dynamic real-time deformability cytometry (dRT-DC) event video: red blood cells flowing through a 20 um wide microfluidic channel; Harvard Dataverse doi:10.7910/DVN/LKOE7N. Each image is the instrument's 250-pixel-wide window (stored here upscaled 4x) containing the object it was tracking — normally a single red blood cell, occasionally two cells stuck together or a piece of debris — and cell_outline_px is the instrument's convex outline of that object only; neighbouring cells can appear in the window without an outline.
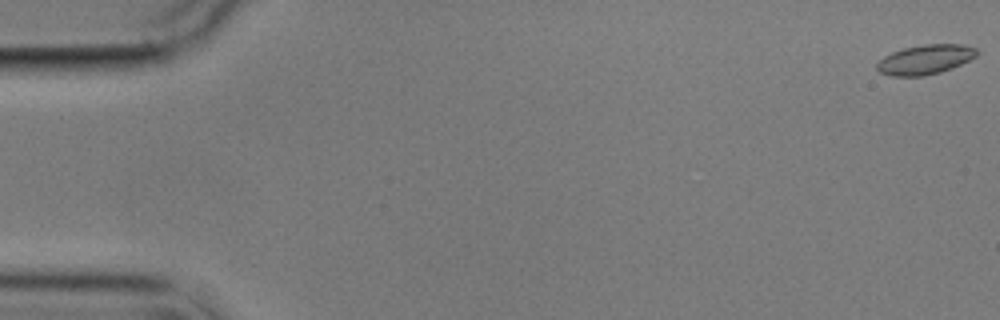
{"species": "common noctule bat (a hibernating species)", "species_latin": "Nyctalus noctula", "temperature_condition": "cold", "stored_images_in_passage": 8, "camera_frame_rate_fps": 3000, "um_per_image_px": 0.085, "animal": {"sex": "male", "body_mass_g": 17.9}, "frame": {"image": 1, "passage_image": 1, "time_ms": 0.0, "image_size_px": [1000, 320], "cell_outline_px": [[980, 52], [976, 56], [952, 68], [940, 72], [924, 76], [892, 76], [880, 72], [876, 68], [876, 64], [884, 56], [892, 52], [904, 48], [924, 44], [964, 44], [976, 48]], "centroid_in_image_um": [78.65, 5.05], "position_along_channel_um": 6.3, "area_um2": 17.22}}
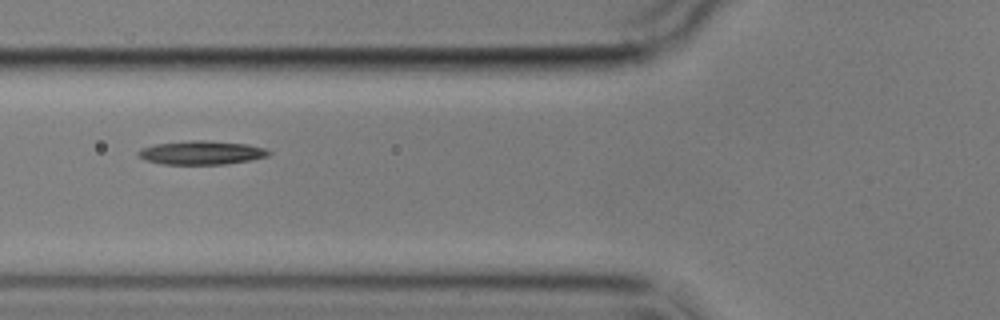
{"frame": {"image": 2, "passage_image": 7, "time_ms": 7.0, "image_size_px": [1000, 320], "cell_outline_px": [[272, 152], [268, 156], [252, 160], [228, 164], [160, 164], [144, 160], [136, 156], [136, 152], [140, 148], [156, 144], [188, 140], [204, 140], [248, 144], [268, 148]], "centroid_in_image_um": [17.12, 12.98], "position_along_channel_um": 108.7, "area_um2": 18.44}}
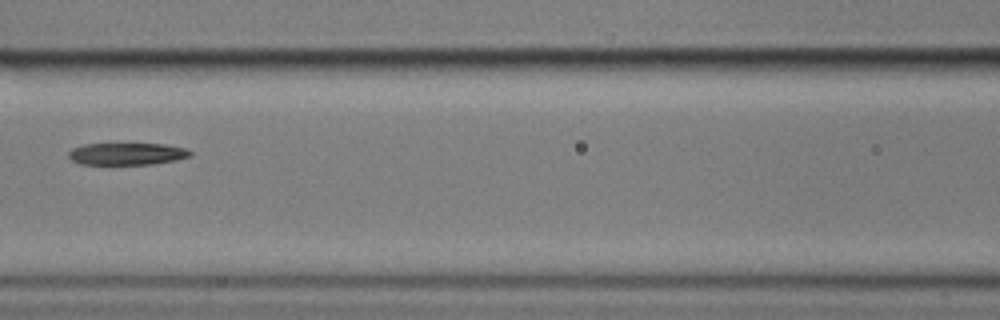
{"frame": {"image": 3, "passage_image": 8, "time_ms": 8.333, "image_size_px": [1000, 320], "cell_outline_px": [[192, 156], [176, 160], [152, 164], [80, 164], [72, 160], [68, 156], [68, 152], [72, 148], [84, 144], [164, 144], [188, 148], [192, 152]], "centroid_in_image_um": [10.82, 13.07], "position_along_channel_um": 155.8, "area_um2": 15.72}}